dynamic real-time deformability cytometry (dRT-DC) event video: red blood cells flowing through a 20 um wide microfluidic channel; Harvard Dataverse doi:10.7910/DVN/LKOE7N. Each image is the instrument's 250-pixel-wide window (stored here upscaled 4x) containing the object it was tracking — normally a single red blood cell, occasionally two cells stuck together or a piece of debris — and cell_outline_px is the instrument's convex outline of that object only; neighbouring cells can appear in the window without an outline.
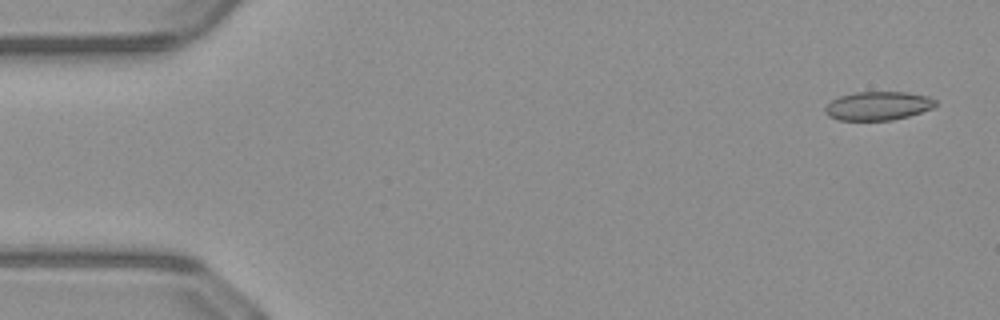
{"species": "common noctule bat (a hibernating species)", "species_latin": "Nyctalus noctula", "temperature_condition": "warm", "stored_images_in_passage": 50, "camera_frame_rate_fps": 3000, "um_per_image_px": 0.085, "animal": {"sex": "male", "body_mass_g": 23.1, "forearm_length_mm": 52.7}, "frame": {"image": 1, "passage_image": 2, "time_ms": 0.333, "image_size_px": [1000, 320], "cell_outline_px": [[936, 104], [932, 108], [908, 116], [892, 120], [840, 120], [828, 116], [824, 112], [824, 108], [832, 100], [840, 96], [856, 92], [904, 92], [928, 96], [936, 100]], "centroid_in_image_um": [74.61, 9.0], "position_along_channel_um": 10.4, "area_um2": 18.32}}
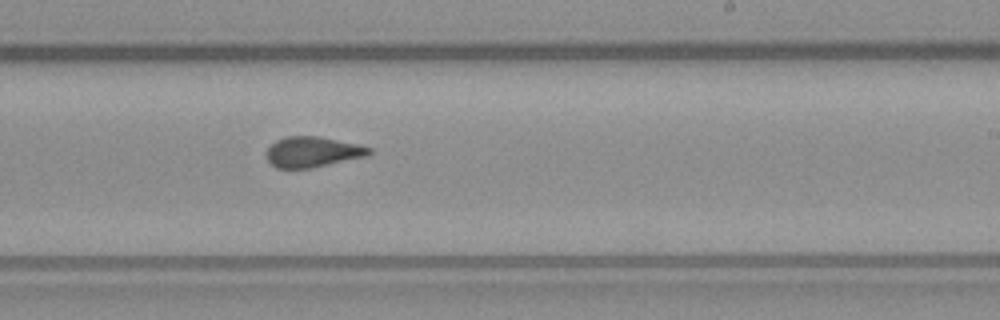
{"frame": {"image": 2, "passage_image": 30, "time_ms": 9.667, "image_size_px": [1000, 320], "cell_outline_px": [[372, 152], [368, 156], [308, 168], [276, 168], [268, 160], [268, 148], [276, 140], [288, 136], [316, 136], [356, 144], [372, 148]], "centroid_in_image_um": [26.58, 12.91], "position_along_channel_um": 262.4, "area_um2": 17.86}}
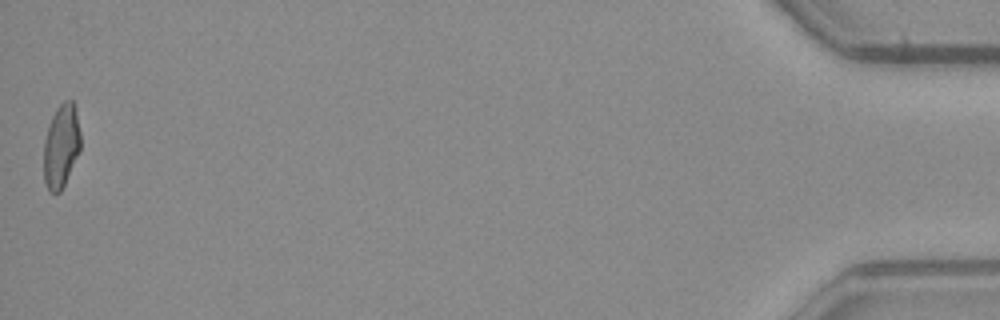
{"frame": {"image": 3, "passage_image": 50, "time_ms": 16.333, "image_size_px": [1000, 320], "cell_outline_px": [[80, 148], [64, 184], [60, 192], [48, 192], [44, 180], [44, 140], [48, 124], [56, 108], [64, 100], [72, 100], [76, 112], [80, 132]], "centroid_in_image_um": [5.18, 12.39], "position_along_channel_um": 430.0, "area_um2": 17.74}, "authors_computed_cell_mechanics": {"area_um2": 18.6116, "velocity_mm_per_s": 4.0961, "shape_relaxation_time_tau1_ms": null, "shape_relaxation_time_tau2_ms": 1.2525, "deformation_change_tau1": null, "deformation_change_tau2": 0.079}}